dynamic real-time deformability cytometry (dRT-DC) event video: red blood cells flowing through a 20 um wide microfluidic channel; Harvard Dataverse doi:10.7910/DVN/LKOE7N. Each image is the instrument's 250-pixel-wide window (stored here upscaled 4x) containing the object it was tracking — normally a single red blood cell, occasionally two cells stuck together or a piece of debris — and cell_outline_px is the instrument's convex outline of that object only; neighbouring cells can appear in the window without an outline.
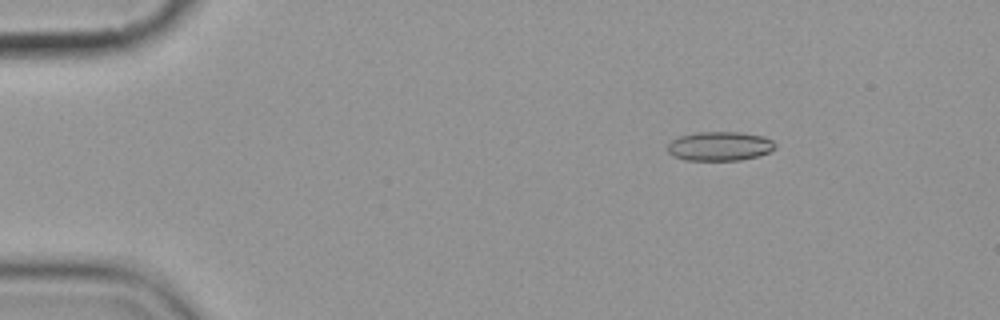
{"species": "common noctule bat (a hibernating species)", "species_latin": "Nyctalus noctula", "temperature_condition": "cold", "stored_images_in_passage": 4, "camera_frame_rate_fps": 3000, "um_per_image_px": 0.085, "animal": {"sex": "female", "body_mass_g": 19.9}, "frame": {"image": 1, "passage_image": 2, "time_ms": 1.333, "image_size_px": [1000, 320], "cell_outline_px": [[776, 148], [768, 152], [756, 156], [740, 160], [684, 160], [672, 156], [668, 152], [668, 144], [672, 140], [680, 136], [696, 132], [740, 132], [764, 136], [772, 140], [776, 144]], "centroid_in_image_um": [61.17, 12.42], "position_along_channel_um": 23.8, "area_um2": 18.32}}
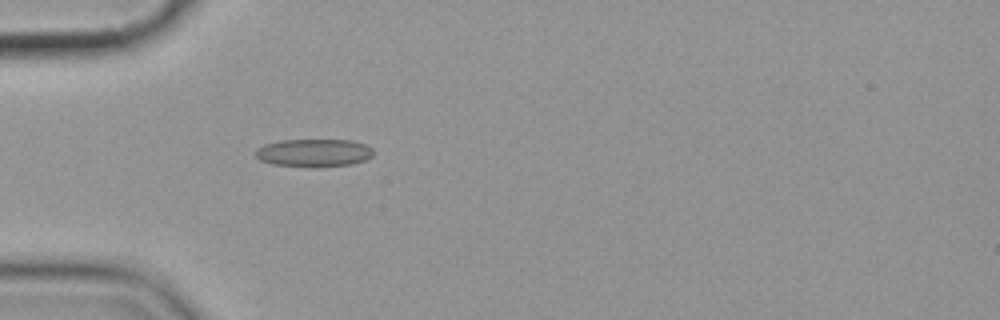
{"frame": {"image": 2, "passage_image": 4, "time_ms": 4.333, "image_size_px": [1000, 320], "cell_outline_px": [[372, 156], [364, 160], [352, 164], [272, 164], [260, 160], [256, 156], [256, 148], [264, 144], [280, 140], [352, 140], [368, 144], [372, 148]], "centroid_in_image_um": [26.69, 12.93], "position_along_channel_um": 58.3, "area_um2": 18.26}}